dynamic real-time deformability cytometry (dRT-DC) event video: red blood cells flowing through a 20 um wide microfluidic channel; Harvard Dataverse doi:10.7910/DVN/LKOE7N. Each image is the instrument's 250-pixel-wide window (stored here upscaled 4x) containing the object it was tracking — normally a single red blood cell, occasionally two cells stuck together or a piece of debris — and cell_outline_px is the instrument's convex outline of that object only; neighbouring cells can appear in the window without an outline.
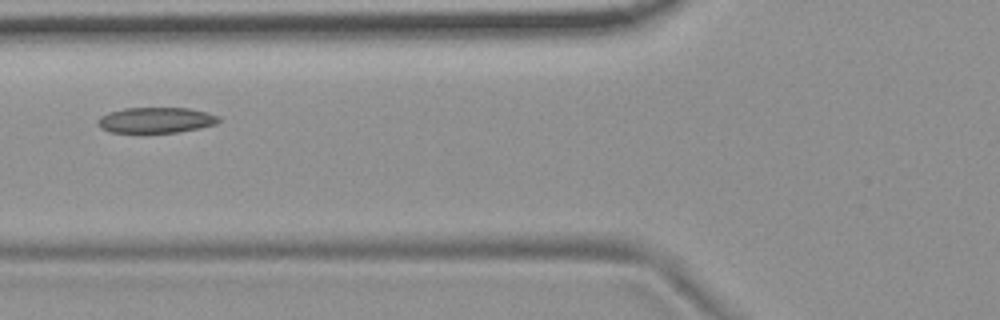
{"species": "common noctule bat (a hibernating species)", "species_latin": "Nyctalus noctula", "temperature_condition": "room temperature", "stored_images_in_passage": 2, "camera_frame_rate_fps": 3000, "um_per_image_px": 0.085, "animal": {"sex": "female", "body_mass_g": 19.9}, "frame": {"image": 1, "passage_image": 2, "time_ms": 0.333, "image_size_px": [1000, 320], "cell_outline_px": [[220, 120], [216, 124], [200, 128], [176, 132], [112, 132], [100, 128], [96, 124], [96, 120], [100, 116], [108, 112], [124, 108], [188, 108], [208, 112], [220, 116]], "centroid_in_image_um": [13.24, 10.2], "position_along_channel_um": 112.6, "area_um2": 18.15}}